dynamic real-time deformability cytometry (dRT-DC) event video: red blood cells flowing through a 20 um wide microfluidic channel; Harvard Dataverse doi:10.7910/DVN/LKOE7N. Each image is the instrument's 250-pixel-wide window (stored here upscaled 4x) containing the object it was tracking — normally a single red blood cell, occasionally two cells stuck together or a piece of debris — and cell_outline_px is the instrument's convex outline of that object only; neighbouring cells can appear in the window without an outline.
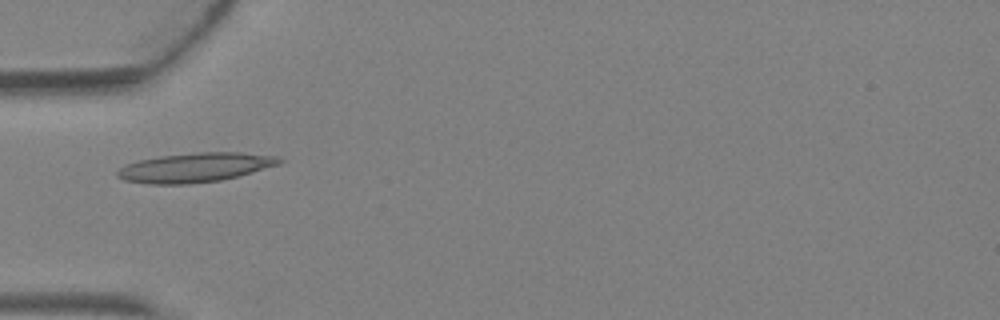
{"species": "Egyptian fruit bat (a non-hibernating species)", "species_latin": "Rousettus aegyptiacus", "temperature_condition": "warm", "stored_images_in_passage": 5, "camera_frame_rate_fps": 3000, "um_per_image_px": 0.085, "animal": {"sex": "female"}, "frame": {"image": 1, "passage_image": 4, "time_ms": 1.0, "image_size_px": [1000, 320], "cell_outline_px": [[284, 160], [280, 164], [252, 172], [220, 180], [192, 184], [148, 184], [124, 180], [116, 176], [116, 172], [124, 164], [140, 160], [160, 156], [200, 152], [240, 152], [276, 156]], "centroid_in_image_um": [16.56, 14.24], "position_along_channel_um": 68.4, "area_um2": 27.63}}
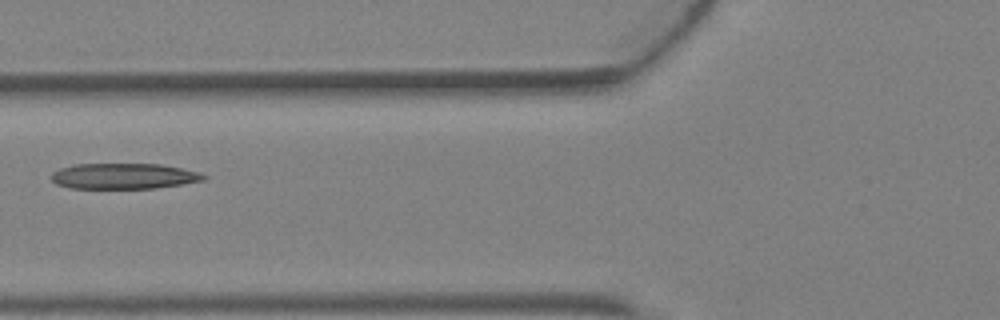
{"frame": {"image": 2, "passage_image": 5, "time_ms": 1.333, "image_size_px": [1000, 320], "cell_outline_px": [[208, 176], [204, 180], [156, 188], [72, 188], [56, 184], [52, 180], [52, 172], [60, 168], [76, 164], [160, 164], [200, 172]], "centroid_in_image_um": [10.52, 14.97], "position_along_channel_um": 115.3, "area_um2": 22.66}}